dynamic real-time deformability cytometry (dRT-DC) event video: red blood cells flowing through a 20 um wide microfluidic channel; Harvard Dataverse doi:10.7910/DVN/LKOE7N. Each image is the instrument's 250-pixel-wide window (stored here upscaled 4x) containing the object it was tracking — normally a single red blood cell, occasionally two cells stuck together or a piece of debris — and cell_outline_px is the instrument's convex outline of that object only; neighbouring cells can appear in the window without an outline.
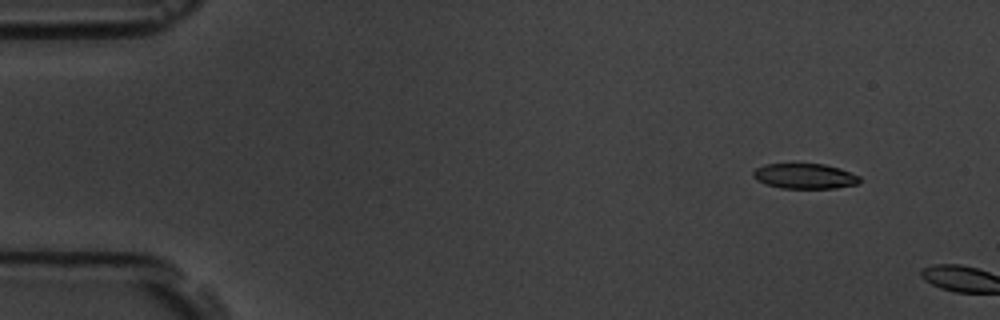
{"species": "common noctule bat (a hibernating species)", "species_latin": "Nyctalus noctula", "temperature_condition": "room temperature", "stored_images_in_passage": 2, "camera_frame_rate_fps": 3000, "um_per_image_px": 0.085, "animal": {"sex": "male", "body_mass_g": 19.5, "forearm_length_mm": 54.6}, "frame": {"image": 1, "passage_image": 1, "time_ms": 0.0, "image_size_px": [1000, 320], "cell_outline_px": [[860, 180], [856, 184], [836, 188], [780, 188], [764, 184], [756, 180], [752, 176], [752, 172], [756, 168], [764, 164], [824, 164], [840, 168], [860, 176]], "centroid_in_image_um": [68.36, 14.97], "position_along_channel_um": 16.6, "area_um2": 15.72}}